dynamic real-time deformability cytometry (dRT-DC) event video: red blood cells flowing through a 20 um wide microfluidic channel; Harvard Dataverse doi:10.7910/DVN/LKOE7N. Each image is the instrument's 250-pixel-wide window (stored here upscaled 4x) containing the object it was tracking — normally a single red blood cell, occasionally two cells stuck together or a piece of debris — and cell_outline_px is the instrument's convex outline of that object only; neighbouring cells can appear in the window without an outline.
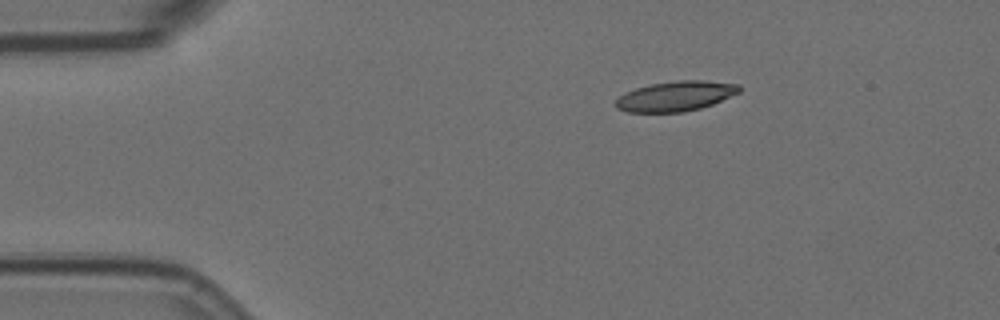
{"species": "Egyptian fruit bat (a non-hibernating species)", "species_latin": "Rousettus aegyptiacus", "temperature_condition": "room temperature", "stored_images_in_passage": 4, "segment_of_instrument_passage": [1, 2], "camera_frame_rate_fps": 3000, "um_per_image_px": 0.085, "animal": {"sex": "female"}, "frame": {"image": 1, "passage_image": 1, "time_ms": 0.0, "image_size_px": [1000, 320], "cell_outline_px": [[740, 92], [712, 104], [700, 108], [684, 112], [628, 112], [616, 108], [616, 100], [624, 92], [636, 88], [652, 84], [680, 80], [704, 80], [740, 84]], "centroid_in_image_um": [57.43, 8.17], "position_along_channel_um": 27.6, "area_um2": 21.5}}